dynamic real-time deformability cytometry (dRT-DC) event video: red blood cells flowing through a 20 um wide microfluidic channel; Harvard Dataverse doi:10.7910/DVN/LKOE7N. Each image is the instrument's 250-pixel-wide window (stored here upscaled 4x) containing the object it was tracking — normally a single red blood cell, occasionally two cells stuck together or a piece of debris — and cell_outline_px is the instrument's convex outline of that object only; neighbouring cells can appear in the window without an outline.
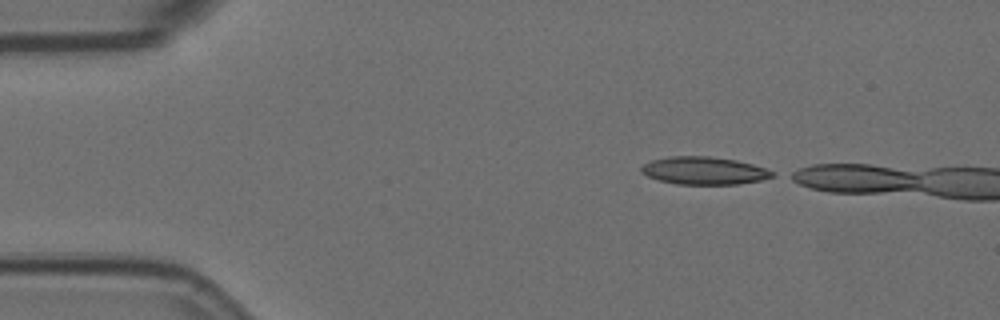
{"species": "Egyptian fruit bat (a non-hibernating species)", "species_latin": "Rousettus aegyptiacus", "temperature_condition": "room temperature", "stored_images_in_passage": 3, "camera_frame_rate_fps": 3000, "um_per_image_px": 0.085, "animal": {"sex": "female"}, "frame": {"image": 1, "passage_image": 1, "time_ms": 0.0, "image_size_px": [1000, 320], "cell_outline_px": [[776, 176], [760, 180], [736, 184], [676, 184], [660, 180], [648, 176], [640, 172], [640, 168], [644, 164], [652, 160], [668, 156], [708, 156], [736, 160], [752, 164], [776, 172]], "centroid_in_image_um": [59.85, 14.5], "position_along_channel_um": 25.2, "area_um2": 21.1}}